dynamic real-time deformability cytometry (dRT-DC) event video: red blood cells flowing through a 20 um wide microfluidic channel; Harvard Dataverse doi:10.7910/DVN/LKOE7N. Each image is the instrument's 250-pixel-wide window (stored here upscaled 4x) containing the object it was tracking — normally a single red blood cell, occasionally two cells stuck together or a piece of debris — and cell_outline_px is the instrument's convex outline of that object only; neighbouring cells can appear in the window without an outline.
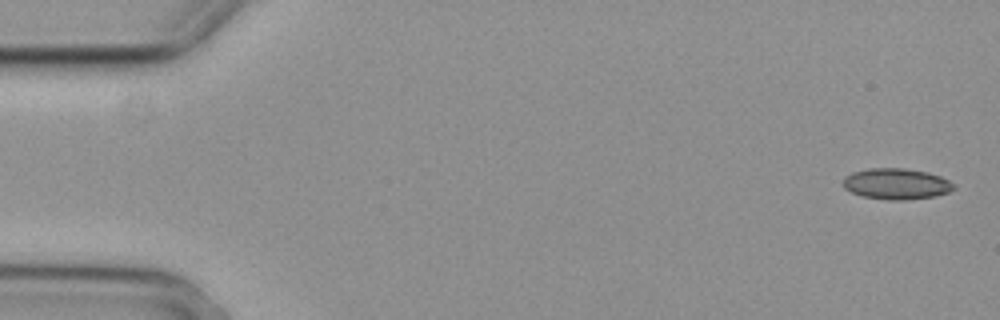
{"species": "common noctule bat (a hibernating species)", "species_latin": "Nyctalus noctula", "temperature_condition": "cold", "stored_images_in_passage": 5, "segment_of_instrument_passage": [1, 2], "camera_frame_rate_fps": 3000, "um_per_image_px": 0.085, "animal": {"sex": "female", "body_mass_g": 29.2, "forearm_length_mm": 56.3}, "frame": {"image": 1, "passage_image": 1, "time_ms": 0.0, "image_size_px": [1000, 320], "cell_outline_px": [[956, 188], [948, 192], [936, 196], [904, 200], [888, 200], [864, 196], [852, 192], [844, 188], [844, 176], [852, 172], [868, 168], [904, 168], [928, 172], [940, 176], [948, 180]], "centroid_in_image_um": [76.19, 15.62], "position_along_channel_um": 8.8, "area_um2": 19.94}}